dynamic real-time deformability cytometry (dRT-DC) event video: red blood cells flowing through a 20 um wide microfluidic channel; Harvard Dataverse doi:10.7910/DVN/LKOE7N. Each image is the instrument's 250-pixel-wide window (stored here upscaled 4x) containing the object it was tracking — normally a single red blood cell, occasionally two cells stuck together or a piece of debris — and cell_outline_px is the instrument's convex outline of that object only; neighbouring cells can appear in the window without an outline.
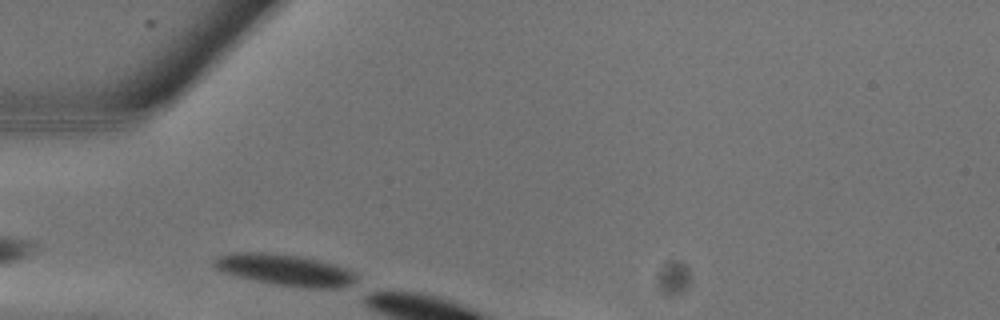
{"species": "common noctule bat (a hibernating species)", "species_latin": "Nyctalus noctula", "temperature_condition": "warm", "stored_images_in_passage": 2, "camera_frame_rate_fps": 3000, "um_per_image_px": 0.085, "animal": {"sex": "male", "body_mass_g": 13.3}, "frame": {"image": 1, "passage_image": 1, "time_ms": 0.0, "image_size_px": [1000, 320], "cell_outline_px": [[356, 288], [308, 288], [280, 284], [256, 280], [236, 276], [224, 272], [216, 268], [212, 264], [212, 260], [216, 256], [228, 252], [268, 252], [304, 256], [320, 260], [344, 268], [352, 272], [356, 276]], "centroid_in_image_um": [24.25, 22.93], "position_along_channel_um": 60.8, "area_um2": 26.36}}